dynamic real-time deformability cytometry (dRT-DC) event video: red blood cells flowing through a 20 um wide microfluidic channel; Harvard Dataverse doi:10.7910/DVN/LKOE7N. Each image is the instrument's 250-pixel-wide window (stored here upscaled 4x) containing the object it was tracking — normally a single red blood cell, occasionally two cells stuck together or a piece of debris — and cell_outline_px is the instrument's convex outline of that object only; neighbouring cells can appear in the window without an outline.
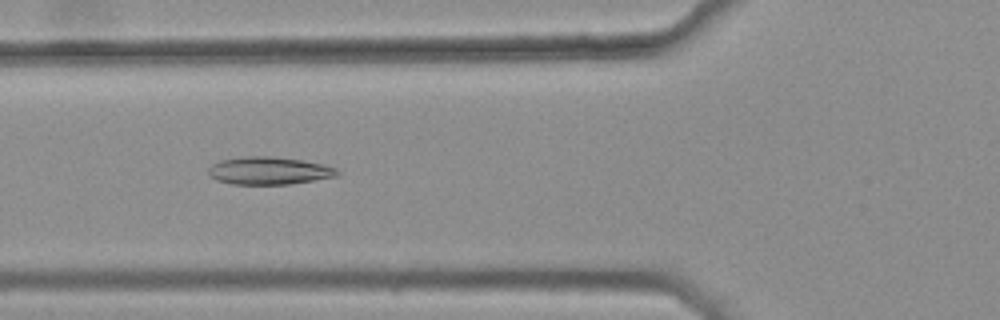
{"species": "common noctule bat (a hibernating species)", "species_latin": "Nyctalus noctula", "temperature_condition": "warm", "stored_images_in_passage": 30, "camera_frame_rate_fps": 3000, "um_per_image_px": 0.085, "animal": {"sex": "female", "body_mass_g": 25.1}, "frame": {"image": 1, "passage_image": 7, "time_ms": 2.0, "image_size_px": [1000, 320], "cell_outline_px": [[340, 172], [336, 176], [288, 184], [232, 184], [216, 180], [208, 176], [208, 168], [212, 164], [220, 160], [244, 156], [272, 156], [300, 160], [324, 164], [336, 168]], "centroid_in_image_um": [22.81, 14.5], "position_along_channel_um": 103.0, "area_um2": 20.75}}
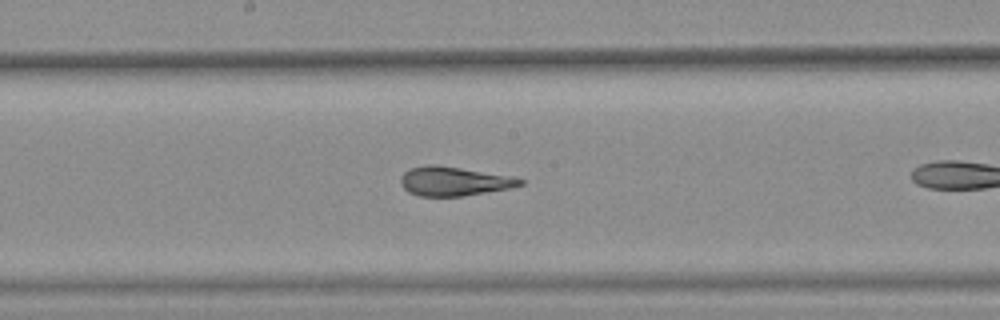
{"frame": {"image": 2, "passage_image": 12, "time_ms": 3.667, "image_size_px": [1000, 320], "cell_outline_px": [[524, 184], [512, 188], [460, 196], [420, 196], [408, 192], [400, 184], [400, 176], [404, 172], [412, 168], [428, 164], [436, 164], [516, 176], [524, 180]], "centroid_in_image_um": [38.62, 15.39], "position_along_channel_um": 209.6, "area_um2": 20.52}}
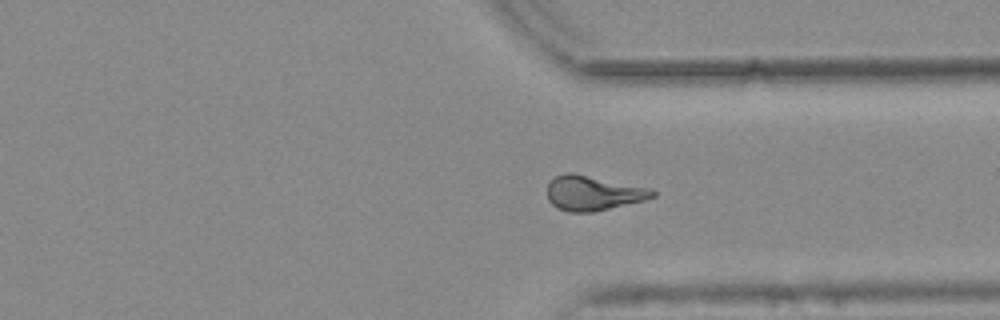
{"frame": {"image": 3, "passage_image": 24, "time_ms": 7.667, "image_size_px": [1000, 320], "cell_outline_px": [[656, 196], [644, 200], [592, 212], [568, 212], [556, 208], [548, 200], [548, 180], [552, 176], [564, 172], [572, 172], [652, 188], [656, 192]], "centroid_in_image_um": [50.38, 16.39], "position_along_channel_um": 361.0, "area_um2": 21.62}, "authors_computed_cell_mechanics": {"area_um2": 20.6346, "velocity_mm_per_s": 3.7695, "shape_relaxation_time_tau1_ms": null, "shape_relaxation_time_tau2_ms": 0.8665, "deformation_change_tau1": null, "deformation_change_tau2": 0.0992}}